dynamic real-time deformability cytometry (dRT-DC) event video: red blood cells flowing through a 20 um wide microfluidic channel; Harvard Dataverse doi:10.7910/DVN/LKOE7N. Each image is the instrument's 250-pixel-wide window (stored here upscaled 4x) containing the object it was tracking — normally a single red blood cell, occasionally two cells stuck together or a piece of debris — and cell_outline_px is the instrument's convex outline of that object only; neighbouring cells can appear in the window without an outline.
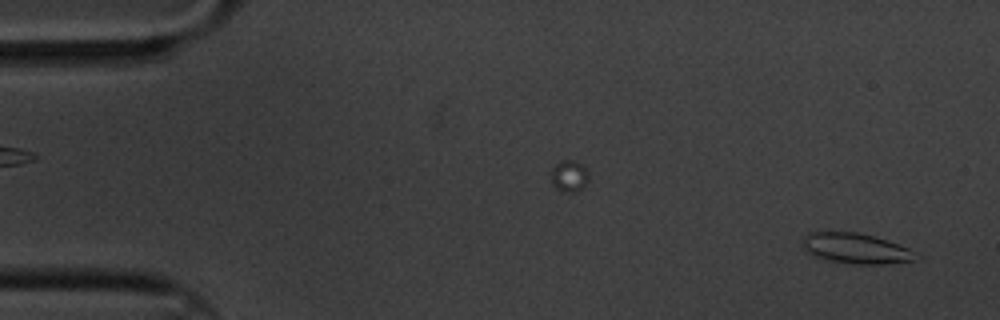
{"species": "common noctule bat (a hibernating species)", "species_latin": "Nyctalus noctula", "temperature_condition": "cold", "stored_images_in_passage": 3, "camera_frame_rate_fps": 3000, "um_per_image_px": 0.085, "animal": {"sex": "male", "body_mass_g": 20.1, "forearm_length_mm": 53.5}, "frame": {"image": 1, "passage_image": 3, "time_ms": 0.667, "image_size_px": [1000, 320], "cell_outline_px": [[920, 260], [884, 264], [852, 264], [824, 260], [812, 256], [804, 248], [804, 236], [808, 232], [856, 232], [888, 240], [908, 248]], "centroid_in_image_um": [72.73, 21.13], "position_along_channel_um": 12.3, "area_um2": 20.06}}